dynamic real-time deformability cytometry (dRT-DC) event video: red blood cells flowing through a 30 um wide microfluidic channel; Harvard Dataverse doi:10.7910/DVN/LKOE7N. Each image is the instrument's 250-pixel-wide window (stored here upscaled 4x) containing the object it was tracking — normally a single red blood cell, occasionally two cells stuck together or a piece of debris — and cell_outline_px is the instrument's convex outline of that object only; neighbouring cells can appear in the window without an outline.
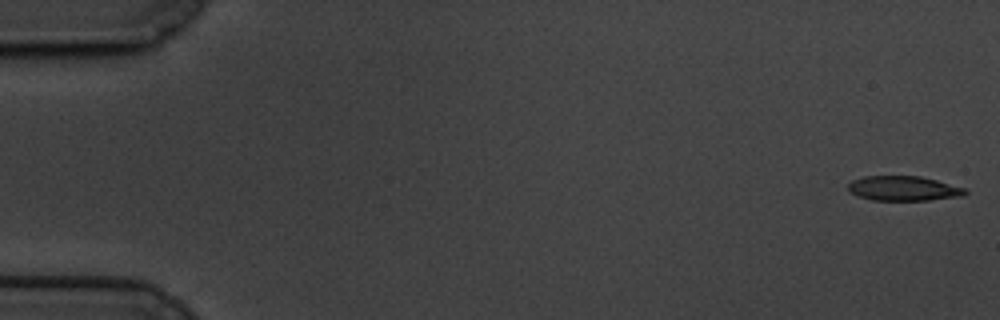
{"species": "common noctule bat (a hibernating species)", "species_latin": "Nyctalus noctula", "temperature_condition": "cold", "stored_images_in_passage": 19, "camera_frame_rate_fps": 3000, "um_per_image_px": 0.085, "animal": {"sex": "male", "body_mass_g": 19.5, "forearm_length_mm": 54.6}, "frame": {"image": 1, "passage_image": 1, "time_ms": 0.0, "image_size_px": [1000, 320], "cell_outline_px": [[968, 192], [964, 196], [928, 200], [872, 200], [856, 196], [848, 192], [848, 184], [852, 180], [864, 176], [920, 176], [968, 188]], "centroid_in_image_um": [76.81, 16.02], "position_along_channel_um": 8.2, "area_um2": 17.11}}
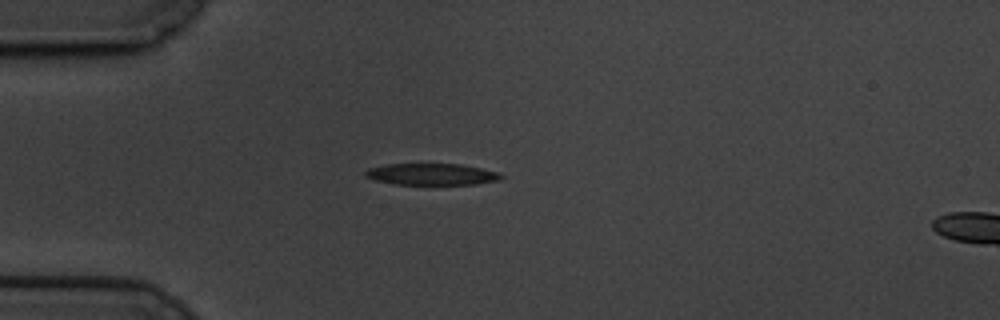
{"frame": {"image": 2, "passage_image": 16, "time_ms": 5.0, "image_size_px": [1000, 320], "cell_outline_px": [[504, 176], [500, 180], [476, 184], [396, 184], [376, 180], [364, 176], [364, 172], [368, 168], [388, 164], [460, 164], [480, 168], [496, 172]], "centroid_in_image_um": [36.68, 14.81], "position_along_channel_um": 48.3, "area_um2": 16.88}}